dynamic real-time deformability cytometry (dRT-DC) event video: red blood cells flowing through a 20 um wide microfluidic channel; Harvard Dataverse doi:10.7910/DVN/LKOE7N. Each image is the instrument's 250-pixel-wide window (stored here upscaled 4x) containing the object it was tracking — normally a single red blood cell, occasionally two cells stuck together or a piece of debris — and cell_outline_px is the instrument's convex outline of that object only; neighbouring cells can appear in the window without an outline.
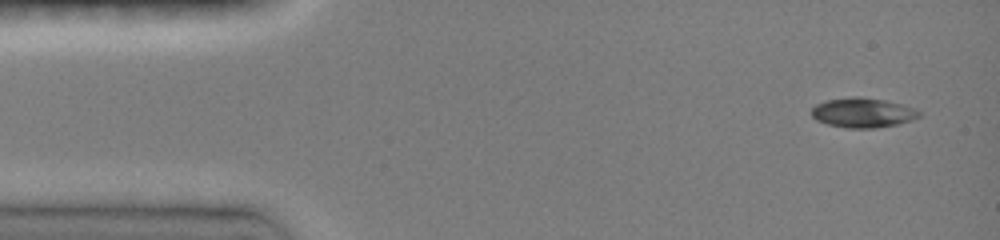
{"species": "common noctule bat (a hibernating species)", "species_latin": "Nyctalus noctula", "temperature_condition": "room temperature", "stored_images_in_passage": 21, "camera_frame_rate_fps": 3000, "um_per_image_px": 0.085, "animal": {"sex": "female", "body_mass_g": 19.0, "forearm_length_mm": 51.5}, "frame": {"image": 1, "passage_image": 1, "time_ms": 0.0, "image_size_px": [1000, 240], "cell_outline_px": [[920, 116], [912, 120], [896, 124], [876, 128], [848, 128], [828, 124], [816, 120], [812, 116], [812, 108], [816, 104], [824, 100], [852, 96], [860, 96], [884, 100], [916, 108], [920, 112]], "centroid_in_image_um": [73.32, 9.57], "position_along_channel_um": 11.7, "area_um2": 18.67}}
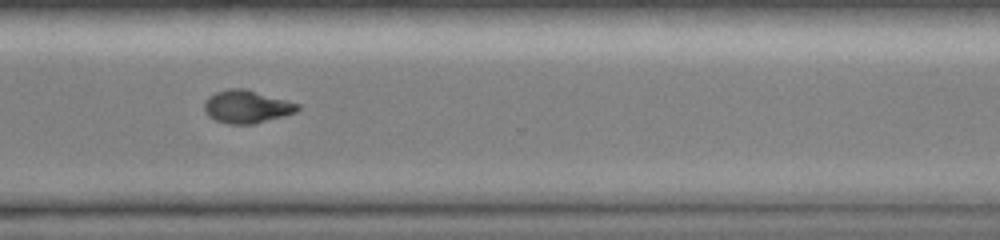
{"frame": {"image": 2, "passage_image": 16, "time_ms": 10.667, "image_size_px": [1000, 240], "cell_outline_px": [[300, 108], [296, 112], [252, 124], [228, 124], [216, 120], [208, 116], [204, 112], [204, 100], [208, 96], [216, 92], [228, 88], [244, 88], [300, 104]], "centroid_in_image_um": [20.92, 9.06], "position_along_channel_um": 349.7, "area_um2": 17.8}}
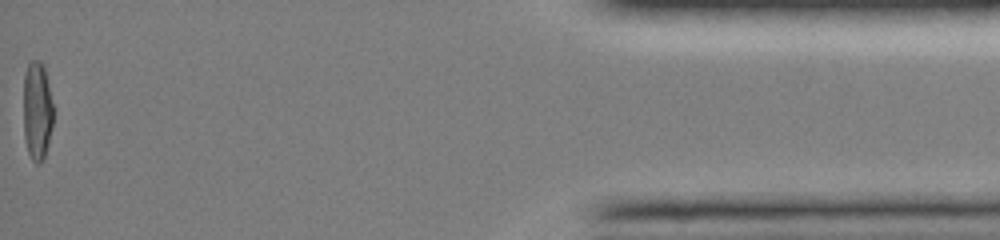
{"frame": {"image": 3, "passage_image": 21, "time_ms": 14.667, "image_size_px": [1000, 240], "cell_outline_px": [[52, 124], [48, 144], [44, 156], [40, 164], [36, 164], [32, 160], [28, 152], [24, 136], [24, 76], [28, 64], [32, 60], [40, 60], [44, 64], [52, 104]], "centroid_in_image_um": [3.15, 9.41], "position_along_channel_um": 432.1, "area_um2": 16.99}, "authors_computed_cell_mechanics": {"area_um2": 18.0914, "velocity_mm_per_s": 4.0919, "shape_relaxation_time_tau1_ms": 7.7147, "shape_relaxation_time_tau2_ms": 3.7114, "deformation_change_tau1": 0.2246, "deformation_change_tau2": 0.0698}}